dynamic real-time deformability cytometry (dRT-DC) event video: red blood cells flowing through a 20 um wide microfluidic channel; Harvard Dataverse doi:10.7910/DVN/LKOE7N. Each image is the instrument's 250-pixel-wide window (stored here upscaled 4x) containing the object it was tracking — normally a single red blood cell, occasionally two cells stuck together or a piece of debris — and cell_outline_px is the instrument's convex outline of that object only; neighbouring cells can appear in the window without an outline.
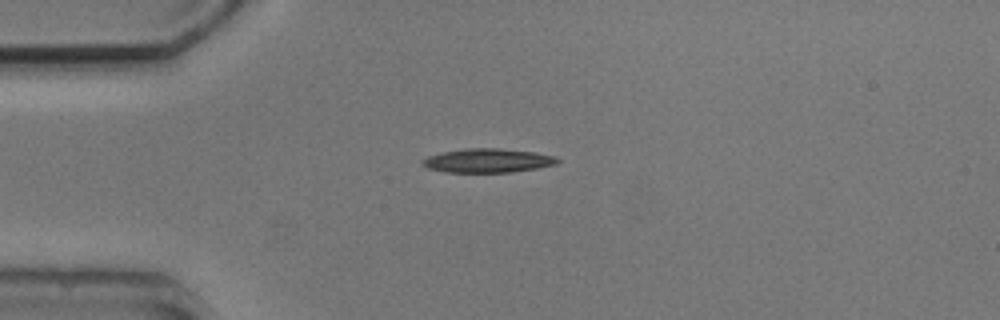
{"species": "common noctule bat (a hibernating species)", "species_latin": "Nyctalus noctula", "temperature_condition": "cold", "stored_images_in_passage": 1, "camera_frame_rate_fps": 3000, "um_per_image_px": 0.085, "animal": {"sex": "male", "body_mass_g": 20.5, "forearm_length_mm": 52.5}, "frame": {"image": 1, "passage_image": 1, "time_ms": 0.0, "image_size_px": [1000, 320], "cell_outline_px": [[560, 160], [556, 164], [536, 168], [508, 172], [448, 172], [428, 168], [420, 164], [420, 160], [428, 156], [444, 152], [464, 148], [496, 148], [536, 152], [556, 156]], "centroid_in_image_um": [41.44, 13.64], "position_along_channel_um": 43.6, "area_um2": 18.79}}